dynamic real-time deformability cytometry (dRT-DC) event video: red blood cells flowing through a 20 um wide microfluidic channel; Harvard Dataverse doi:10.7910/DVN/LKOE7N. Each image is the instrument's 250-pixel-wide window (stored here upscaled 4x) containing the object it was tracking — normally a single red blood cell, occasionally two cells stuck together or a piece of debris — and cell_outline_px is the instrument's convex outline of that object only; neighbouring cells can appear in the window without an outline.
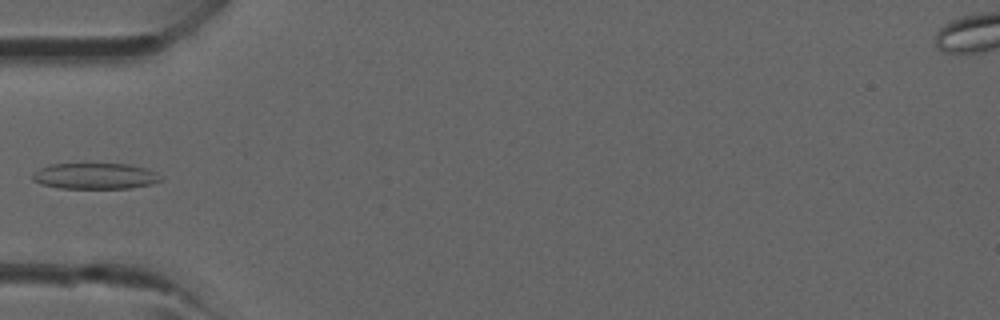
{"species": "common noctule bat (a hibernating species)", "species_latin": "Nyctalus noctula", "temperature_condition": "room temperature", "stored_images_in_passage": 3, "camera_frame_rate_fps": 3000, "um_per_image_px": 0.085, "animal": {"sex": "male", "forearm_length_mm": 52.5}, "frame": {"image": 1, "passage_image": 3, "time_ms": 2.333, "image_size_px": [1000, 320], "cell_outline_px": [[164, 180], [152, 184], [132, 188], [60, 188], [40, 184], [32, 180], [32, 172], [40, 168], [52, 164], [132, 164], [156, 172]], "centroid_in_image_um": [8.09, 14.97], "position_along_channel_um": 76.9, "area_um2": 19.54}}